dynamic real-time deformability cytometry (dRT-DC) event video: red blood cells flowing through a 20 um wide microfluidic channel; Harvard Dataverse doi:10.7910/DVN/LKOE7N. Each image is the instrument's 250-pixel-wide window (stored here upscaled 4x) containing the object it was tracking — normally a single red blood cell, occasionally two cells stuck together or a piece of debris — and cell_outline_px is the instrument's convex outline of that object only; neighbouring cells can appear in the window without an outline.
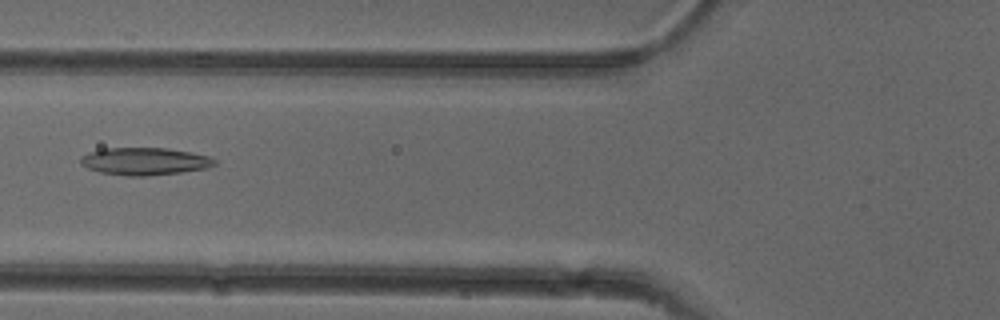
{"species": "common noctule bat (a hibernating species)", "species_latin": "Nyctalus noctula", "temperature_condition": "cold", "stored_images_in_passage": 49, "camera_frame_rate_fps": 3000, "um_per_image_px": 0.085, "animal": {"sex": "female"}, "frame": {"image": 1, "passage_image": 17, "time_ms": 5.333, "image_size_px": [1000, 320], "cell_outline_px": [[216, 164], [204, 168], [180, 172], [148, 176], [128, 176], [100, 172], [88, 168], [80, 164], [80, 156], [88, 152], [104, 148], [168, 148], [208, 156], [216, 160]], "centroid_in_image_um": [12.24, 13.71], "position_along_channel_um": 113.6, "area_um2": 21.33}}
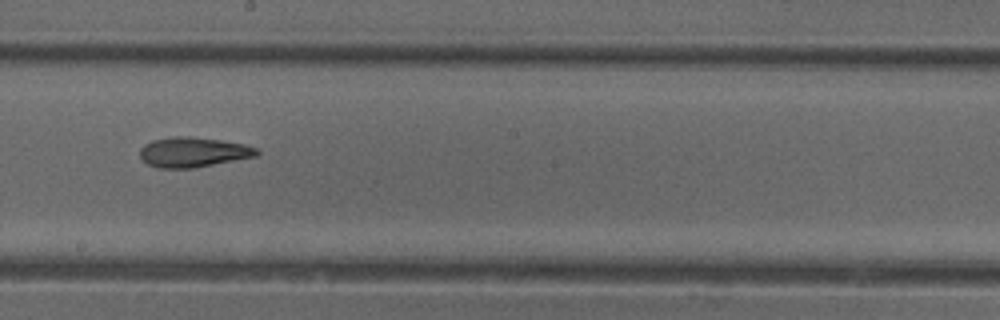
{"frame": {"image": 2, "passage_image": 26, "time_ms": 8.333, "image_size_px": [1000, 320], "cell_outline_px": [[260, 152], [256, 156], [196, 168], [160, 168], [148, 164], [140, 156], [140, 148], [144, 144], [152, 140], [172, 136], [188, 136], [220, 140], [244, 144], [256, 148]], "centroid_in_image_um": [16.41, 12.93], "position_along_channel_um": 231.8, "area_um2": 20.4}}
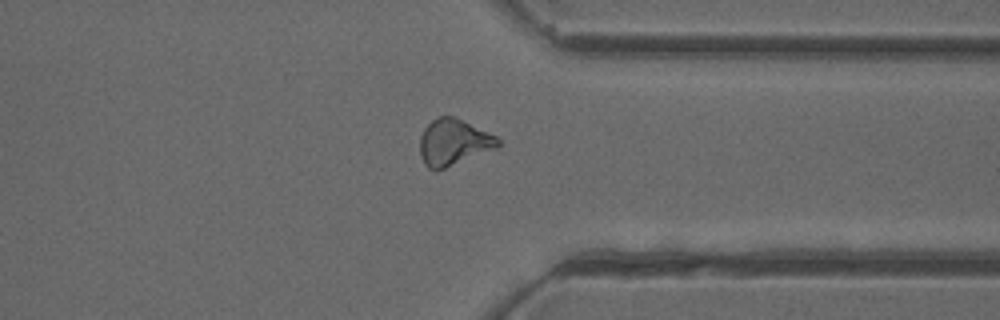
{"frame": {"image": 3, "passage_image": 37, "time_ms": 12.0, "image_size_px": [1000, 320], "cell_outline_px": [[500, 144], [496, 148], [436, 172], [428, 168], [424, 164], [420, 156], [420, 136], [424, 128], [432, 120], [440, 116], [456, 116], [496, 136], [500, 140]], "centroid_in_image_um": [38.53, 12.1], "position_along_channel_um": 372.9, "area_um2": 21.21}, "authors_computed_cell_mechanics": {"area_um2": 20.808, "velocity_mm_per_s": 3.9262, "shape_relaxation_time_tau1_ms": null, "shape_relaxation_time_tau2_ms": 5.1984, "deformation_change_tau1": null, "deformation_change_tau2": 0.1539}}